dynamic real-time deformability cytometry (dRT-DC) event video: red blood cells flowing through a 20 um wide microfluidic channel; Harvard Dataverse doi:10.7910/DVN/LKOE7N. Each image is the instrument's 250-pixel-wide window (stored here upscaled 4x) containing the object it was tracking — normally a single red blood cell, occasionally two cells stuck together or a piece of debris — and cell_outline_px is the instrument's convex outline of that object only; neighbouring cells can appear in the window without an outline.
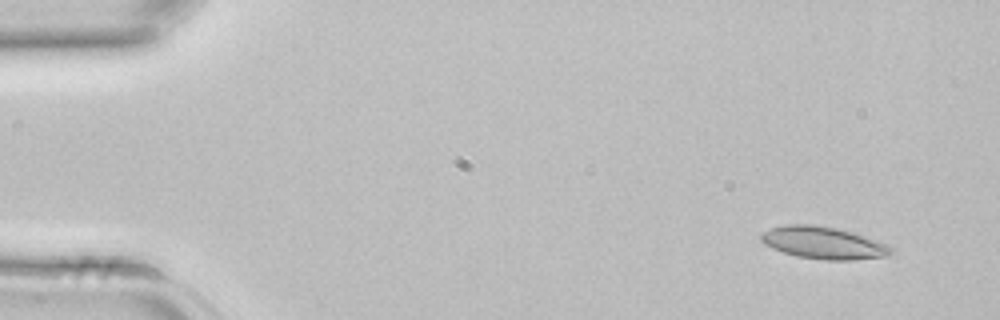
{"species": "common noctule bat (a hibernating species)", "species_latin": "Nyctalus noctula", "temperature_condition": "room temperature", "stored_images_in_passage": 4, "camera_frame_rate_fps": 3000, "um_per_image_px": 0.085, "animal": {"sex": "female", "body_mass_g": 22.7, "forearm_length_mm": 54.2}, "frame": {"image": 1, "passage_image": 1, "time_ms": 0.0, "image_size_px": [1000, 320], "cell_outline_px": [[896, 252], [888, 256], [852, 260], [824, 260], [796, 256], [772, 248], [764, 244], [760, 240], [760, 236], [764, 232], [772, 228], [784, 224], [812, 224], [836, 228], [852, 232], [864, 236], [884, 244], [892, 248]], "centroid_in_image_um": [69.98, 20.64], "position_along_channel_um": 15.0, "area_um2": 24.33}}
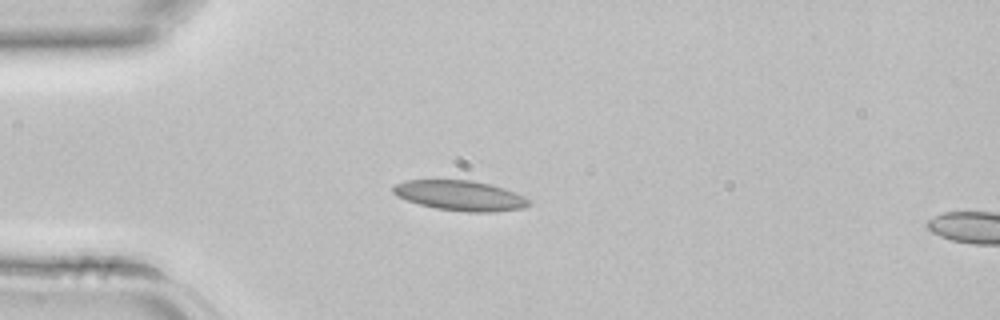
{"frame": {"image": 2, "passage_image": 3, "time_ms": 0.667, "image_size_px": [1000, 320], "cell_outline_px": [[532, 204], [524, 208], [492, 212], [468, 212], [436, 208], [420, 204], [396, 196], [392, 192], [392, 184], [404, 180], [472, 180], [504, 188], [524, 196], [532, 200]], "centroid_in_image_um": [39.12, 16.62], "position_along_channel_um": 45.9, "area_um2": 23.93}}